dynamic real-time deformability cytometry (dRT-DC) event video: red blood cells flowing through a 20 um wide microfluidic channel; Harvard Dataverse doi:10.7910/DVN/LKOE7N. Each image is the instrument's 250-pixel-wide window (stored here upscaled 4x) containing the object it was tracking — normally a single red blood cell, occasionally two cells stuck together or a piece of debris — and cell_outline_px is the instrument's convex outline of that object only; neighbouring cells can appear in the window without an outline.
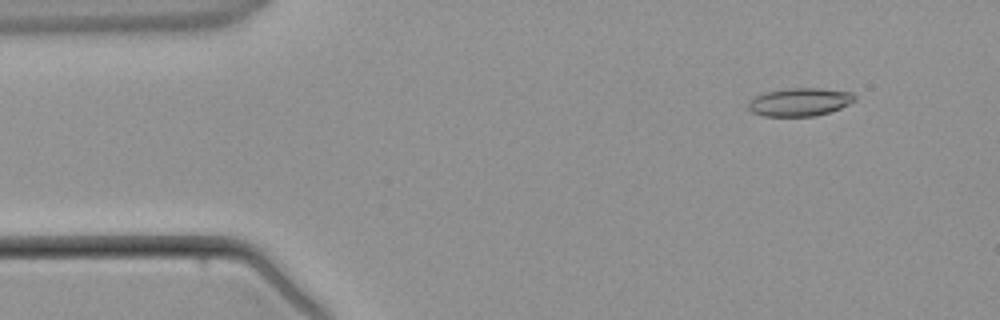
{"species": "common noctule bat (a hibernating species)", "species_latin": "Nyctalus noctula", "temperature_condition": "warm", "stored_images_in_passage": 3, "camera_frame_rate_fps": 3000, "um_per_image_px": 0.085, "animal": {"sex": "male", "body_mass_g": 21.5, "forearm_length_mm": 52.0}, "frame": {"image": 1, "passage_image": 1, "time_ms": 0.0, "image_size_px": [1000, 320], "cell_outline_px": [[856, 100], [840, 108], [816, 116], [764, 116], [752, 112], [748, 108], [748, 100], [764, 92], [788, 88], [820, 88], [852, 92], [856, 96]], "centroid_in_image_um": [67.97, 8.66], "position_along_channel_um": 17.0, "area_um2": 17.51}}
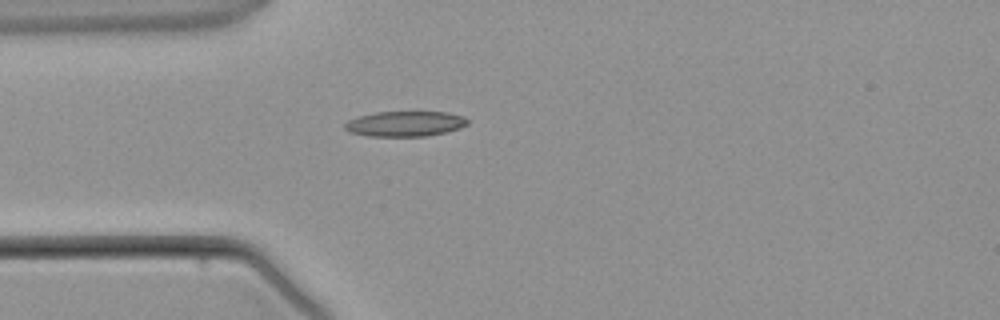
{"frame": {"image": 2, "passage_image": 3, "time_ms": 2.333, "image_size_px": [1000, 320], "cell_outline_px": [[468, 124], [460, 128], [428, 136], [368, 136], [352, 132], [344, 128], [344, 124], [348, 120], [360, 116], [376, 112], [448, 112], [464, 116], [468, 120]], "centroid_in_image_um": [34.46, 10.52], "position_along_channel_um": 50.5, "area_um2": 17.98}}